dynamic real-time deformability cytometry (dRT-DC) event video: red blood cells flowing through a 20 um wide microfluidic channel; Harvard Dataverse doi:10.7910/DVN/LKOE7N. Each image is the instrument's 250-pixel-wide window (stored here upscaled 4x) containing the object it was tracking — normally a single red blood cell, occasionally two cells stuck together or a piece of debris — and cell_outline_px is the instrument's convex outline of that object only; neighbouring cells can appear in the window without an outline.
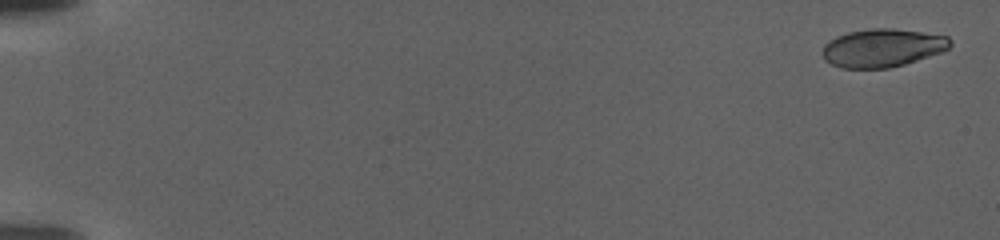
{"species": "human", "species_latin": "Homo sapiens", "temperature_condition": "warm", "stored_images_in_passage": 111, "camera_frame_rate_fps": 3000, "um_per_image_px": 0.085, "donor": {"sex": "female"}, "frame": {"image": 1, "passage_image": 4, "time_ms": 1.0, "image_size_px": [1000, 240], "cell_outline_px": [[952, 44], [948, 48], [940, 52], [904, 64], [888, 68], [844, 68], [832, 64], [824, 60], [824, 44], [828, 40], [836, 36], [848, 32], [868, 28], [892, 28], [948, 36], [952, 40]], "centroid_in_image_um": [74.99, 4.06], "position_along_channel_um": 10.0, "area_um2": 28.26}}
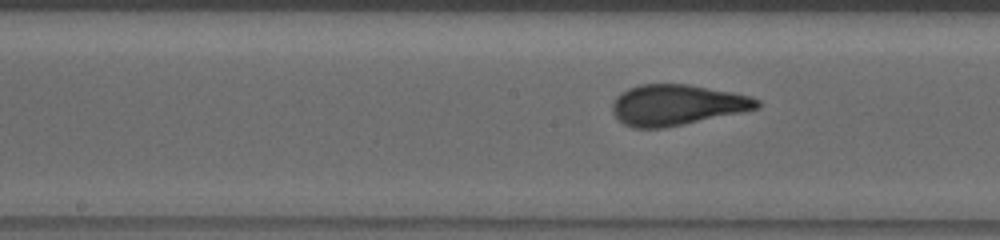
{"frame": {"image": 2, "passage_image": 61, "time_ms": 20.0, "image_size_px": [1000, 240], "cell_outline_px": [[760, 108], [684, 124], [664, 128], [636, 128], [624, 124], [612, 112], [612, 104], [616, 96], [620, 92], [628, 88], [640, 84], [688, 84], [732, 92], [752, 96], [760, 100]], "centroid_in_image_um": [57.53, 8.91], "position_along_channel_um": 190.7, "area_um2": 34.33}}
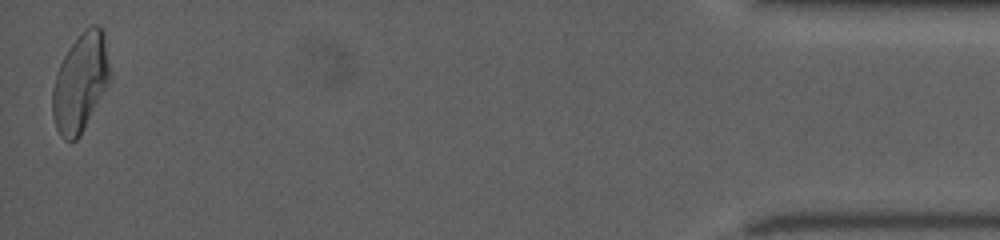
{"frame": {"image": 3, "passage_image": 110, "time_ms": 36.333, "image_size_px": [1000, 240], "cell_outline_px": [[112, 76], [108, 84], [80, 136], [76, 140], [64, 140], [60, 136], [56, 128], [52, 116], [52, 88], [60, 64], [68, 48], [84, 28], [92, 24], [96, 24], [104, 28], [112, 72]], "centroid_in_image_um": [6.86, 6.96], "position_along_channel_um": 428.3, "area_um2": 33.41}}